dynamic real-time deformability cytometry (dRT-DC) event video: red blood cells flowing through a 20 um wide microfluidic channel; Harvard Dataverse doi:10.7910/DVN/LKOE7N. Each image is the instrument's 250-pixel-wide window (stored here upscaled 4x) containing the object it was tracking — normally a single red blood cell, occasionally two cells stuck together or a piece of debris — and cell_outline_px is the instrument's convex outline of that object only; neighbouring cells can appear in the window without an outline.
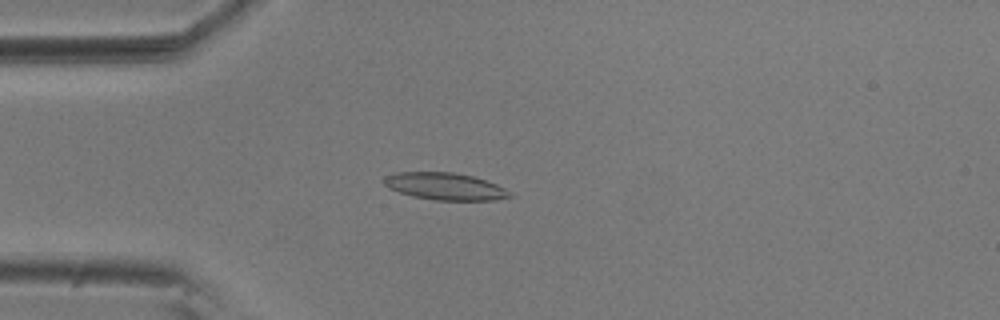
{"species": "common noctule bat (a hibernating species)", "species_latin": "Nyctalus noctula", "temperature_condition": "room temperature", "stored_images_in_passage": 54, "camera_frame_rate_fps": 3000, "um_per_image_px": 0.085, "animal": {"sex": "male", "body_mass_g": 20.5, "forearm_length_mm": 52.5}, "frame": {"image": 1, "passage_image": 14, "time_ms": 4.333, "image_size_px": [1000, 320], "cell_outline_px": [[512, 196], [496, 200], [436, 200], [412, 196], [388, 188], [380, 180], [384, 176], [396, 172], [452, 172], [472, 176], [496, 184], [512, 192]], "centroid_in_image_um": [37.79, 15.83], "position_along_channel_um": 47.2, "area_um2": 19.94}}
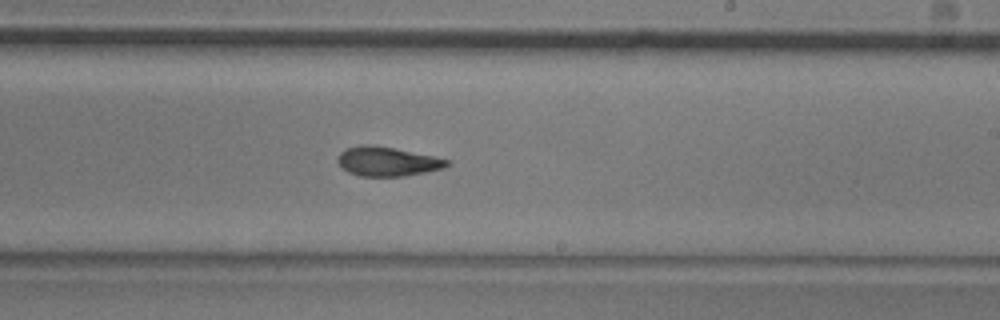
{"frame": {"image": 2, "passage_image": 32, "time_ms": 10.333, "image_size_px": [1000, 320], "cell_outline_px": [[452, 164], [444, 168], [404, 176], [360, 176], [348, 172], [336, 160], [340, 152], [348, 148], [360, 144], [368, 144], [392, 148], [452, 160]], "centroid_in_image_um": [32.94, 13.73], "position_along_channel_um": 256.1, "area_um2": 18.5}}
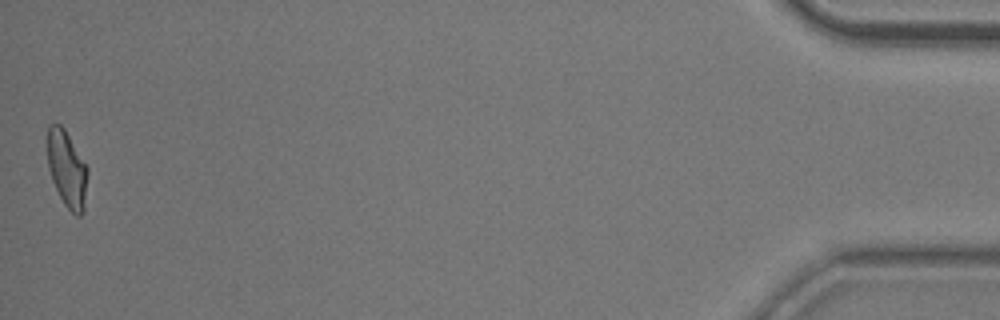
{"frame": {"image": 3, "passage_image": 54, "time_ms": 17.667, "image_size_px": [1000, 320], "cell_outline_px": [[88, 172], [84, 212], [80, 216], [76, 216], [64, 204], [52, 180], [48, 168], [48, 124], [60, 124], [64, 128], [88, 168]], "centroid_in_image_um": [5.7, 14.39], "position_along_channel_um": 429.5, "area_um2": 17.8}, "authors_computed_cell_mechanics": {"area_um2": 18.9006, "velocity_mm_per_s": 3.687, "shape_relaxation_time_tau1_ms": 7.2242, "shape_relaxation_time_tau2_ms": 3.4003, "deformation_change_tau1": 0.1576, "deformation_change_tau2": 0.1061}}